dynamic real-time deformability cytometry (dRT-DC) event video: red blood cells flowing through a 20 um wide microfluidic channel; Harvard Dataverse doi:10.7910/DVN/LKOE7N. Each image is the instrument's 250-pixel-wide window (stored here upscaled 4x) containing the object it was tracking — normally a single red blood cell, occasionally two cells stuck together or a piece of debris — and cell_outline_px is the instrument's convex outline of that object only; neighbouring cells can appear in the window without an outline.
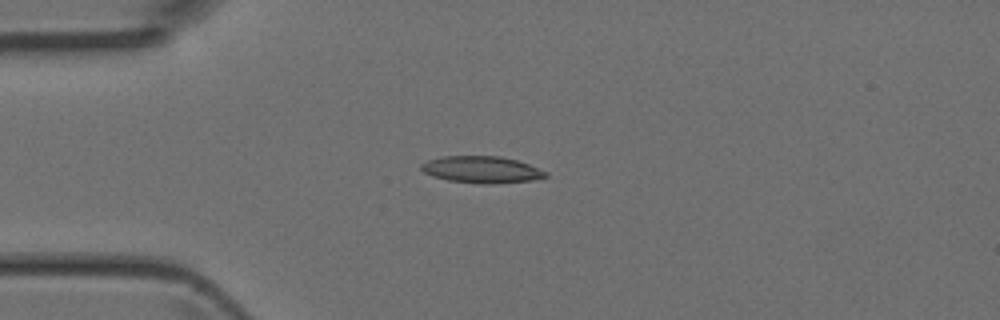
{"species": "Egyptian fruit bat (a non-hibernating species)", "species_latin": "Rousettus aegyptiacus", "temperature_condition": "room temperature", "stored_images_in_passage": 2, "camera_frame_rate_fps": 3000, "um_per_image_px": 0.085, "animal": {"sex": "female"}, "frame": {"image": 1, "passage_image": 1, "time_ms": 0.0, "image_size_px": [1000, 320], "cell_outline_px": [[548, 176], [532, 180], [488, 184], [480, 184], [448, 180], [432, 176], [424, 172], [420, 168], [420, 164], [428, 160], [444, 156], [500, 156], [516, 160], [528, 164], [548, 172]], "centroid_in_image_um": [40.92, 14.41], "position_along_channel_um": 44.1, "area_um2": 19.36}}